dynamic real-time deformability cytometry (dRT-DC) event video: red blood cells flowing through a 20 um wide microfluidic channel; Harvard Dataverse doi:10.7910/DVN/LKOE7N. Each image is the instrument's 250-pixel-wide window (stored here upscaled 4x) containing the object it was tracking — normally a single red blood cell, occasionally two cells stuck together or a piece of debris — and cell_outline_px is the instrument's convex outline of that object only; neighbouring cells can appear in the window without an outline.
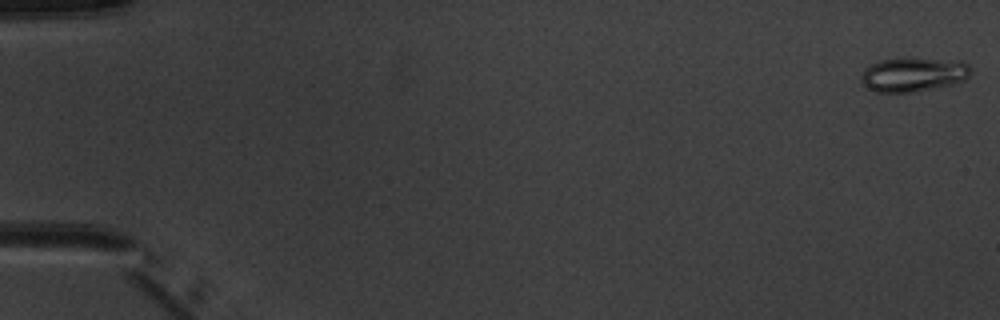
{"species": "common noctule bat (a hibernating species)", "species_latin": "Nyctalus noctula", "temperature_condition": "warm", "stored_images_in_passage": 6, "camera_frame_rate_fps": 3000, "um_per_image_px": 0.085, "animal": {"sex": "male", "body_mass_g": 20.1, "forearm_length_mm": 53.5}, "frame": {"image": 1, "passage_image": 1, "time_ms": 0.0, "image_size_px": [1000, 320], "cell_outline_px": [[972, 72], [964, 80], [952, 84], [912, 92], [876, 92], [868, 88], [864, 84], [860, 76], [864, 68], [880, 60], [936, 60], [968, 64], [972, 68]], "centroid_in_image_um": [77.59, 6.37], "position_along_channel_um": 7.4, "area_um2": 20.87}}